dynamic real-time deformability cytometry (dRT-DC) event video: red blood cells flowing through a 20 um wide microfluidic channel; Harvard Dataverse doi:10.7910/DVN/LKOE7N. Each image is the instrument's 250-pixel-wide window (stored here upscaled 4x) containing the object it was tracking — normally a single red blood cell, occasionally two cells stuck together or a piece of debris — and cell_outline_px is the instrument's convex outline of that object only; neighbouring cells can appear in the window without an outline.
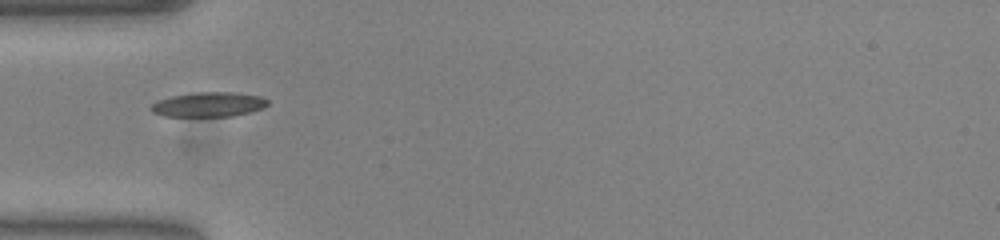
{"species": "common noctule bat (a hibernating species)", "species_latin": "Nyctalus noctula", "temperature_condition": "warm", "stored_images_in_passage": 6, "camera_frame_rate_fps": 3000, "um_per_image_px": 0.085, "animal": {"sex": "female", "body_mass_g": 23.0, "forearm_length_mm": 53.4}, "frame": {"image": 1, "passage_image": 1, "time_ms": 0.0, "image_size_px": [1000, 240], "cell_outline_px": [[268, 104], [264, 108], [232, 116], [164, 116], [152, 112], [152, 104], [156, 100], [172, 96], [196, 92], [236, 92], [260, 96], [268, 100]], "centroid_in_image_um": [17.74, 8.87], "position_along_channel_um": 67.3, "area_um2": 16.7}}
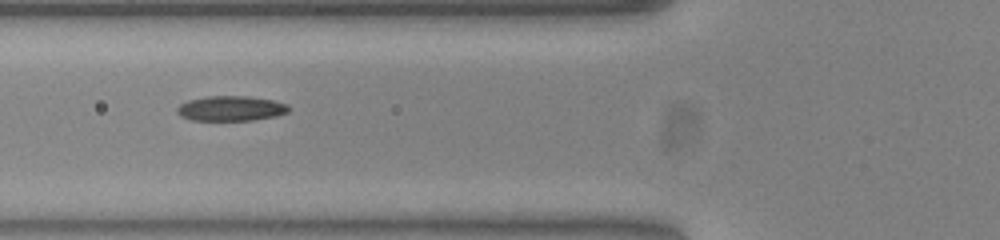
{"frame": {"image": 2, "passage_image": 4, "time_ms": 1.0, "image_size_px": [1000, 240], "cell_outline_px": [[288, 112], [276, 116], [252, 120], [192, 120], [180, 116], [176, 112], [176, 108], [180, 104], [188, 100], [208, 96], [248, 96], [272, 100], [288, 104]], "centroid_in_image_um": [19.6, 9.21], "position_along_channel_um": 106.2, "area_um2": 16.24}}